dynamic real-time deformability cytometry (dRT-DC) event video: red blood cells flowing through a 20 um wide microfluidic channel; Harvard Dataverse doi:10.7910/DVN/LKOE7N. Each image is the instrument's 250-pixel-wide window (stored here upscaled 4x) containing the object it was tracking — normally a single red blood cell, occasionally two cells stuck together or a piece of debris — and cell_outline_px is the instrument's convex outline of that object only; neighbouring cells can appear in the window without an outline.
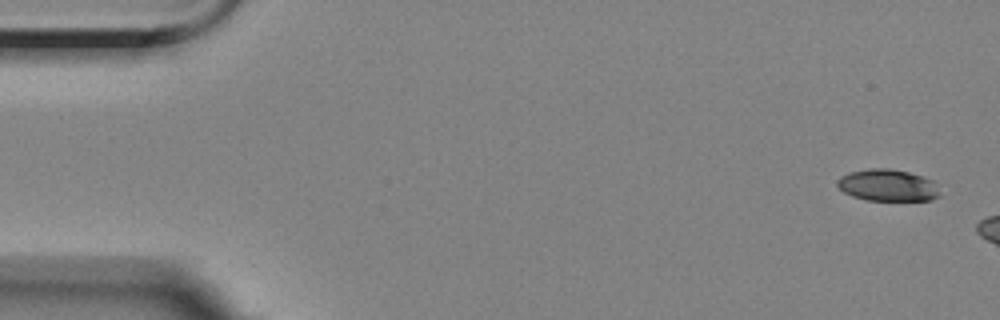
{"species": "Egyptian fruit bat (a non-hibernating species)", "species_latin": "Rousettus aegyptiacus", "temperature_condition": "room temperature", "stored_images_in_passage": 3, "camera_frame_rate_fps": 3000, "um_per_image_px": 0.085, "animal": {"sex": "female"}, "frame": {"image": 1, "passage_image": 1, "time_ms": 0.0, "image_size_px": [1000, 320], "cell_outline_px": [[940, 196], [932, 200], [868, 200], [852, 196], [844, 192], [836, 184], [836, 180], [840, 176], [848, 172], [868, 168], [888, 168], [908, 172], [924, 176], [932, 180]], "centroid_in_image_um": [75.41, 15.74], "position_along_channel_um": 9.6, "area_um2": 19.02}}